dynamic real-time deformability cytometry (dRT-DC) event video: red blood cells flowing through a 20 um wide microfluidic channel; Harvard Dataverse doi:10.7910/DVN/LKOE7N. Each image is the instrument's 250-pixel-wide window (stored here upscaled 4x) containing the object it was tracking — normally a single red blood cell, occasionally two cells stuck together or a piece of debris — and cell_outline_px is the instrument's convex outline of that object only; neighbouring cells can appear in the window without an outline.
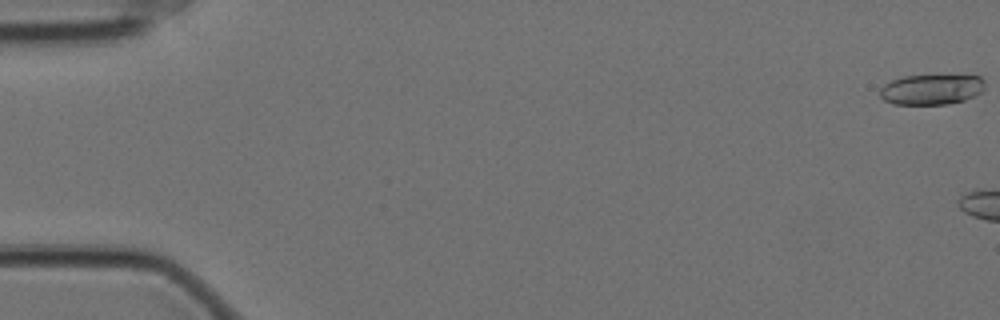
{"species": "Egyptian fruit bat (a non-hibernating species)", "species_latin": "Rousettus aegyptiacus", "temperature_condition": "cold", "stored_images_in_passage": 6, "camera_frame_rate_fps": 3000, "um_per_image_px": 0.085, "animal": {"sex": "female"}, "frame": {"image": 1, "passage_image": 1, "time_ms": 0.0, "image_size_px": [1000, 320], "cell_outline_px": [[984, 88], [980, 92], [964, 100], [948, 104], [892, 104], [884, 100], [880, 96], [880, 88], [884, 84], [892, 80], [904, 76], [980, 76], [984, 80]], "centroid_in_image_um": [79.14, 7.61], "position_along_channel_um": 5.9, "area_um2": 18.32}}